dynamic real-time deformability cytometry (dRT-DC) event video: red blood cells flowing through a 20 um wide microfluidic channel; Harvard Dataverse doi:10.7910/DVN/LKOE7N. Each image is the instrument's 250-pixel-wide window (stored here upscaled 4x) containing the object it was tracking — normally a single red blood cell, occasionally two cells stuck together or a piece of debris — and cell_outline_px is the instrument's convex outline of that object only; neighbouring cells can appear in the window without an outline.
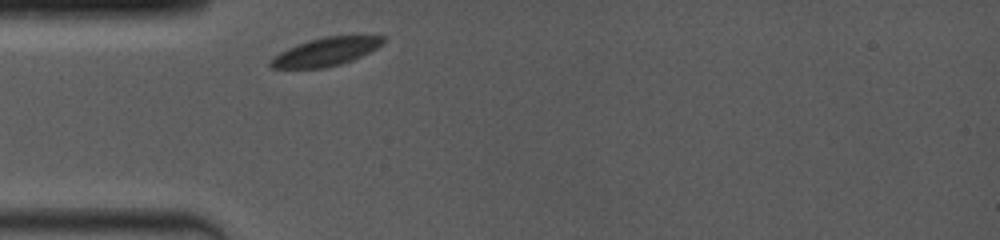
{"species": "common noctule bat (a hibernating species)", "species_latin": "Nyctalus noctula", "temperature_condition": "room temperature", "stored_images_in_passage": 6, "camera_frame_rate_fps": 4000, "um_per_image_px": 0.085, "animal": {"sex": "female", "body_mass_g": 19.0, "forearm_length_mm": 53.3}, "frame": {"image": 1, "passage_image": 1, "time_ms": 0.0, "image_size_px": [1000, 240], "cell_outline_px": [[384, 40], [376, 48], [352, 60], [340, 64], [324, 68], [272, 68], [268, 64], [268, 60], [272, 56], [288, 48], [308, 40], [324, 36], [384, 36]], "centroid_in_image_um": [27.61, 4.41], "position_along_channel_um": 57.4, "area_um2": 18.32}}
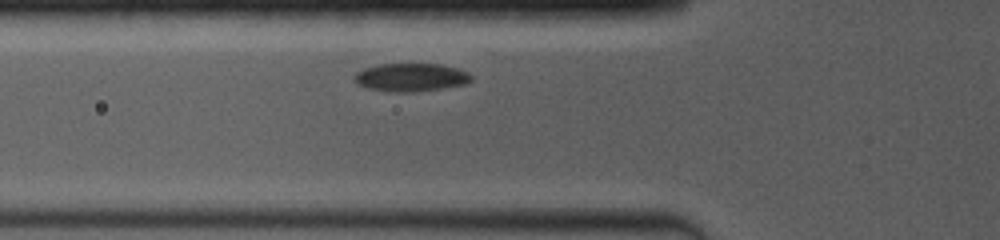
{"frame": {"image": 2, "passage_image": 3, "time_ms": 1.0, "image_size_px": [1000, 240], "cell_outline_px": [[472, 80], [464, 84], [444, 88], [416, 92], [396, 92], [368, 88], [360, 84], [356, 80], [356, 72], [364, 68], [376, 64], [440, 64], [456, 68], [468, 72], [472, 76]], "centroid_in_image_um": [34.97, 6.57], "position_along_channel_um": 90.8, "area_um2": 19.02}}
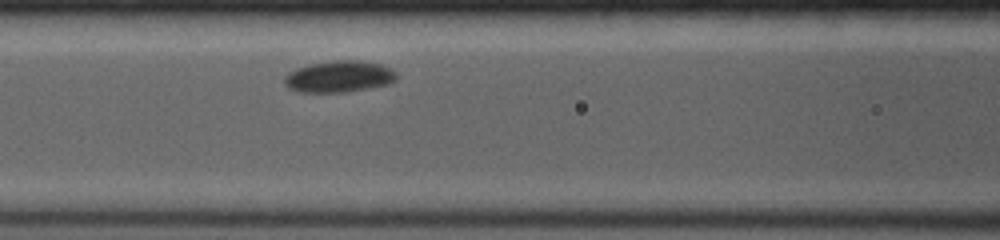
{"frame": {"image": 3, "passage_image": 6, "time_ms": 2.25, "image_size_px": [1000, 240], "cell_outline_px": [[396, 80], [388, 84], [368, 88], [344, 92], [296, 92], [288, 88], [284, 84], [284, 76], [288, 72], [296, 68], [312, 64], [332, 60], [364, 60], [380, 64], [392, 68], [396, 72]], "centroid_in_image_um": [28.81, 6.5], "position_along_channel_um": 137.8, "area_um2": 20.81}}